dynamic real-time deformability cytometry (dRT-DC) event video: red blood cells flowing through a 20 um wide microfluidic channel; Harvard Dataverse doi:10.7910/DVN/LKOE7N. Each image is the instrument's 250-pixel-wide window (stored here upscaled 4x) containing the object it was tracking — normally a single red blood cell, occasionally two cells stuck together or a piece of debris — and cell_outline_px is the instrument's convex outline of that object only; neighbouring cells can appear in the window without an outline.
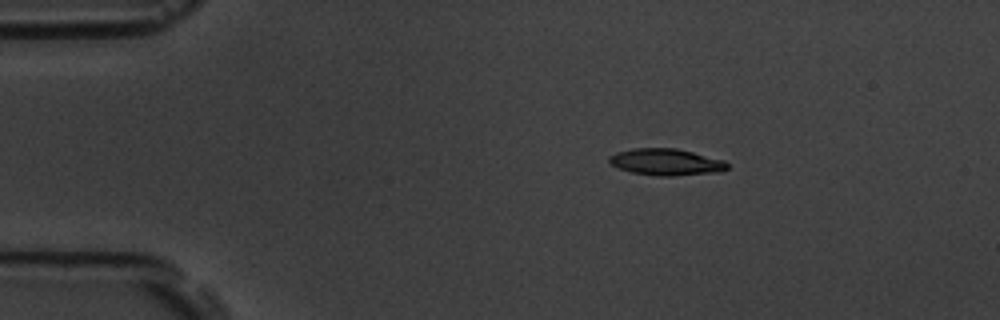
{"species": "common noctule bat (a hibernating species)", "species_latin": "Nyctalus noctula", "temperature_condition": "room temperature", "stored_images_in_passage": 5, "camera_frame_rate_fps": 3000, "um_per_image_px": 0.085, "animal": {"sex": "male", "body_mass_g": 19.5, "forearm_length_mm": 54.6}, "frame": {"image": 1, "passage_image": 3, "time_ms": 2.333, "image_size_px": [1000, 320], "cell_outline_px": [[728, 168], [720, 172], [672, 176], [656, 176], [632, 172], [620, 168], [612, 164], [608, 160], [608, 156], [616, 152], [632, 148], [676, 148], [724, 160], [728, 164]], "centroid_in_image_um": [56.62, 13.77], "position_along_channel_um": 28.4, "area_um2": 18.32}}
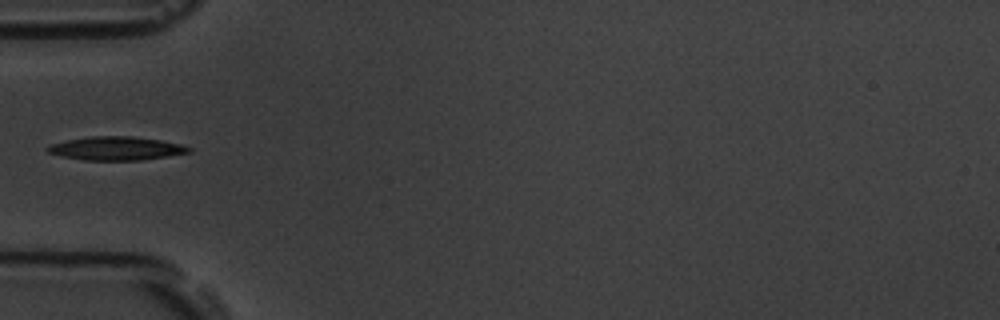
{"frame": {"image": 2, "passage_image": 5, "time_ms": 5.333, "image_size_px": [1000, 320], "cell_outline_px": [[192, 152], [168, 156], [140, 160], [84, 160], [64, 156], [48, 152], [44, 148], [48, 144], [88, 136], [132, 136], [160, 140], [180, 144], [192, 148]], "centroid_in_image_um": [9.87, 12.61], "position_along_channel_um": 75.1, "area_um2": 19.36}}